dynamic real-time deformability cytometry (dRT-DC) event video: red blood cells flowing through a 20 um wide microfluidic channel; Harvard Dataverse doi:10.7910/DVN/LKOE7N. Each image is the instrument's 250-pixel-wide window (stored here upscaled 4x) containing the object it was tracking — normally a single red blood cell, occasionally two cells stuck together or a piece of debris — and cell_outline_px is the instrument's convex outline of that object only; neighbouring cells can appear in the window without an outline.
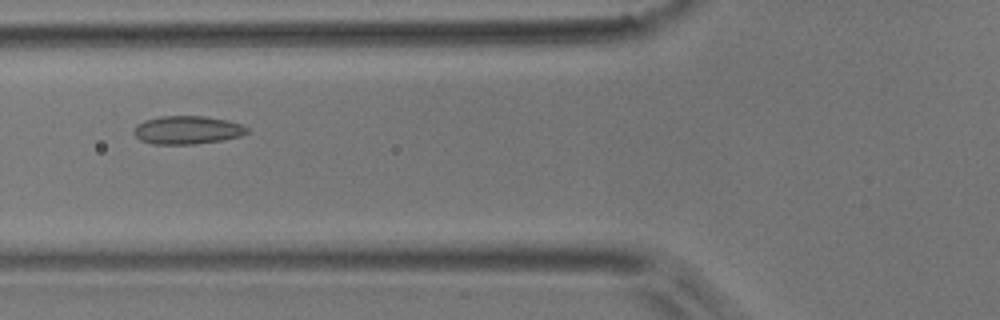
{"species": "common noctule bat (a hibernating species)", "species_latin": "Nyctalus noctula", "temperature_condition": "room temperature", "stored_images_in_passage": 39, "camera_frame_rate_fps": 3000, "um_per_image_px": 0.085, "animal": {"sex": "male", "body_mass_g": 17.9}, "frame": {"image": 1, "passage_image": 8, "time_ms": 2.333, "image_size_px": [1000, 320], "cell_outline_px": [[248, 132], [240, 136], [224, 140], [192, 144], [152, 144], [140, 140], [132, 132], [136, 124], [144, 120], [160, 116], [204, 116], [228, 120], [244, 124], [248, 128]], "centroid_in_image_um": [15.92, 11.04], "position_along_channel_um": 109.9, "area_um2": 18.84}}
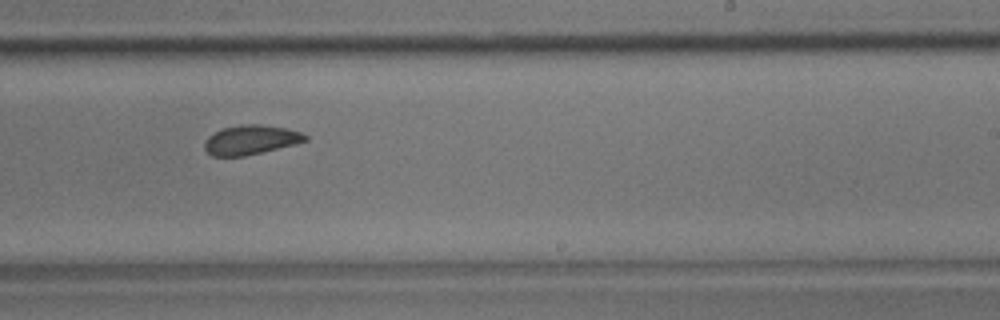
{"frame": {"image": 2, "passage_image": 20, "time_ms": 6.333, "image_size_px": [1000, 320], "cell_outline_px": [[308, 140], [244, 156], [212, 156], [204, 148], [204, 144], [208, 136], [224, 128], [244, 124], [260, 124], [284, 128], [300, 132], [308, 136]], "centroid_in_image_um": [21.29, 11.88], "position_along_channel_um": 267.7, "area_um2": 16.82}}
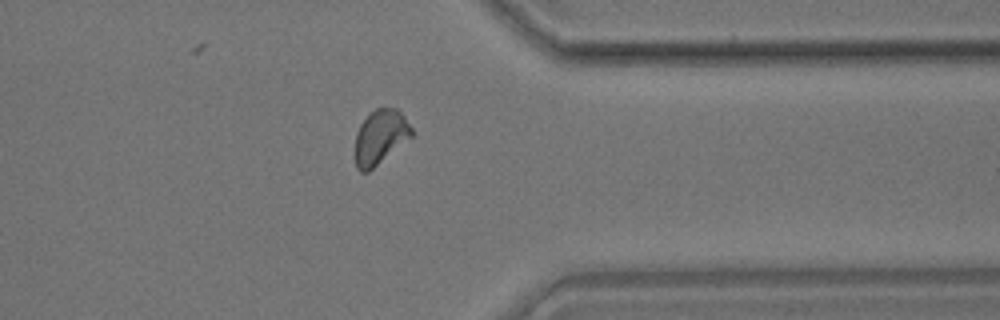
{"frame": {"image": 3, "passage_image": 29, "time_ms": 9.333, "image_size_px": [1000, 320], "cell_outline_px": [[412, 136], [368, 172], [360, 172], [356, 168], [356, 132], [360, 124], [376, 108], [396, 108], [404, 116], [412, 128]], "centroid_in_image_um": [32.32, 11.65], "position_along_channel_um": 379.1, "area_um2": 17.57}, "authors_computed_cell_mechanics": {"area_um2": 17.6868, "velocity_mm_per_s": 3.9528, "shape_relaxation_time_tau1_ms": 3.6362, "shape_relaxation_time_tau2_ms": 1.0497, "deformation_change_tau1": 0.0973, "deformation_change_tau2": 0.0705}}